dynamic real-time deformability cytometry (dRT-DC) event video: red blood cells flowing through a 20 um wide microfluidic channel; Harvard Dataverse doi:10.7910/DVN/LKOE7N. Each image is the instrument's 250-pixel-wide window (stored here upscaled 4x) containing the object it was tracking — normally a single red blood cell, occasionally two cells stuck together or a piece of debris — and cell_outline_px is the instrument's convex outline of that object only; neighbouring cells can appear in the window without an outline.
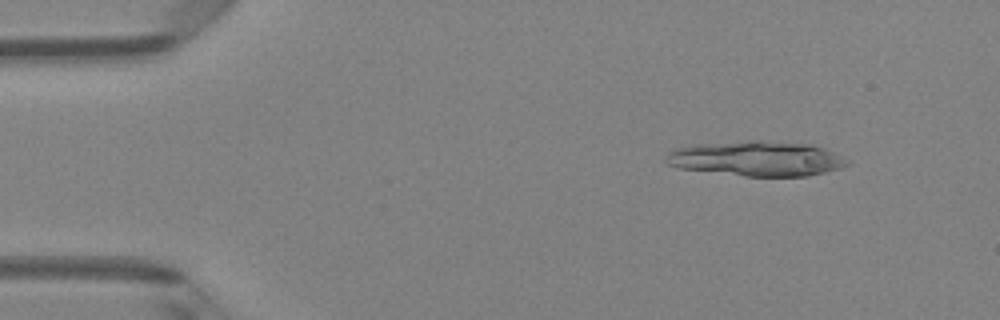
{"species": "Egyptian fruit bat (a non-hibernating species)", "species_latin": "Rousettus aegyptiacus", "temperature_condition": "room temperature", "stored_images_in_passage": 6, "camera_frame_rate_fps": 3000, "um_per_image_px": 0.085, "animal": {"sex": "female"}, "frame": {"image": 1, "passage_image": 2, "time_ms": 0.333, "image_size_px": [1000, 320], "cell_outline_px": [[852, 164], [840, 168], [808, 176], [744, 176], [680, 168], [668, 164], [664, 160], [668, 152], [676, 148], [696, 144], [748, 140], [764, 140], [812, 144], [824, 148], [852, 160]], "centroid_in_image_um": [64.37, 13.47], "position_along_channel_um": 20.6, "area_um2": 37.28}}
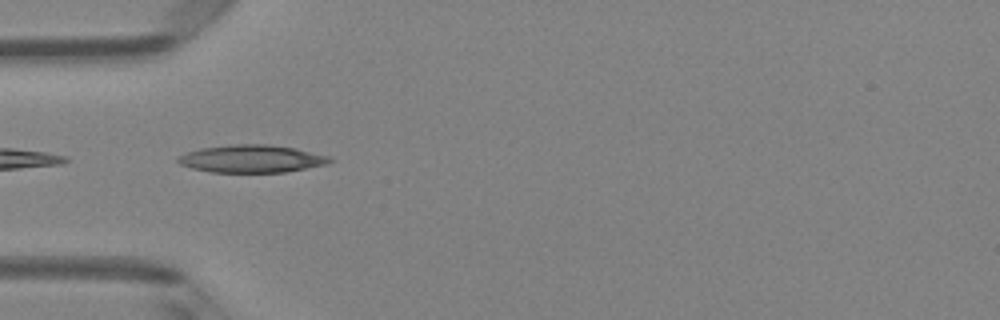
{"frame": {"image": 2, "passage_image": 5, "time_ms": 1.333, "image_size_px": [1000, 320], "cell_outline_px": [[336, 160], [328, 164], [284, 172], [212, 172], [192, 168], [180, 164], [176, 160], [176, 156], [200, 148], [232, 144], [268, 144], [296, 148], [328, 156]], "centroid_in_image_um": [21.39, 13.49], "position_along_channel_um": 63.6, "area_um2": 24.51}}
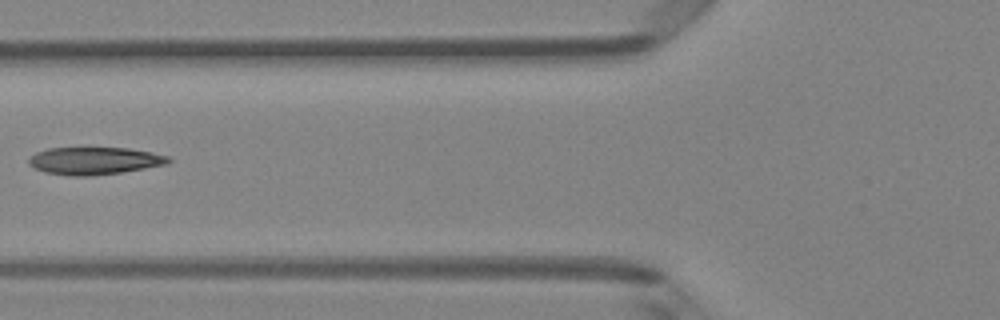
{"frame": {"image": 3, "passage_image": 6, "time_ms": 1.667, "image_size_px": [1000, 320], "cell_outline_px": [[172, 160], [168, 164], [120, 172], [88, 176], [68, 176], [44, 172], [28, 164], [28, 156], [36, 152], [48, 148], [128, 148], [152, 152], [168, 156]], "centroid_in_image_um": [8.0, 13.66], "position_along_channel_um": 117.8, "area_um2": 22.37}}